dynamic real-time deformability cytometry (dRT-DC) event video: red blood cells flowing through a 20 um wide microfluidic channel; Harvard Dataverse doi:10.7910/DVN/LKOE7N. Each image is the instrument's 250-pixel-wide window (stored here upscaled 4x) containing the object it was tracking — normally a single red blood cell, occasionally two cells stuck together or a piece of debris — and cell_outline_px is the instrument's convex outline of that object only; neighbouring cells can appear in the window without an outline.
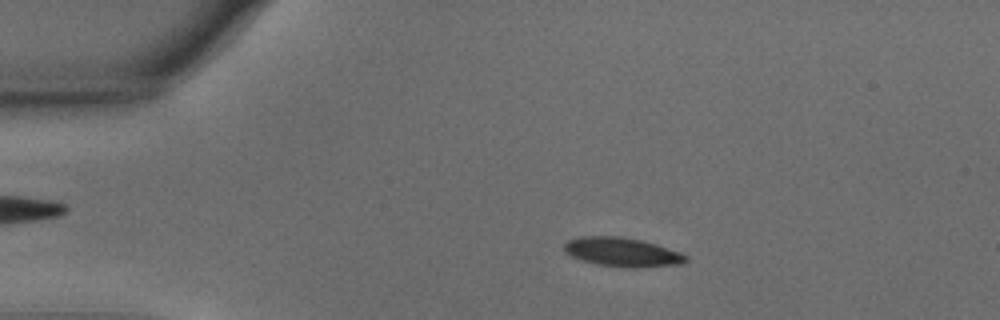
{"species": "common noctule bat (a hibernating species)", "species_latin": "Nyctalus noctula", "temperature_condition": "warm", "stored_images_in_passage": 54, "camera_frame_rate_fps": 3000, "um_per_image_px": 0.085, "animal": {"sex": "male", "body_mass_g": 15.6}, "frame": {"image": 1, "passage_image": 10, "time_ms": 3.0, "image_size_px": [1000, 320], "cell_outline_px": [[688, 260], [680, 264], [600, 264], [584, 260], [572, 256], [564, 252], [564, 244], [568, 240], [580, 236], [620, 236], [640, 240], [656, 244], [680, 252], [688, 256]], "centroid_in_image_um": [52.82, 21.34], "position_along_channel_um": 32.2, "area_um2": 19.19}}
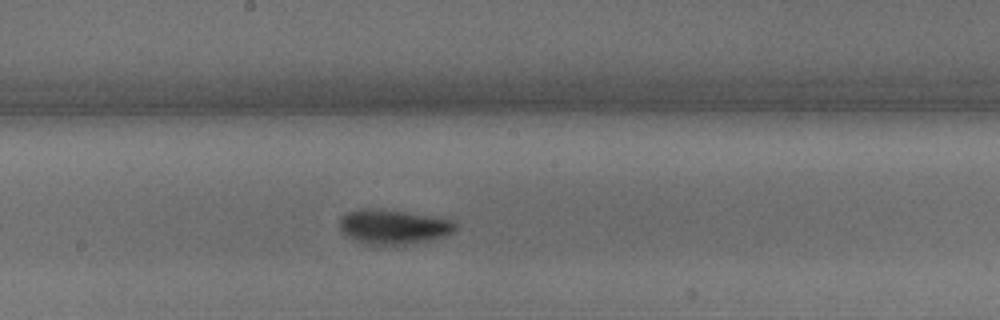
{"frame": {"image": 2, "passage_image": 29, "time_ms": 9.333, "image_size_px": [1000, 320], "cell_outline_px": [[456, 228], [452, 232], [444, 236], [396, 248], [372, 248], [348, 236], [340, 228], [340, 216], [356, 208], [380, 208], [452, 220], [456, 224]], "centroid_in_image_um": [33.37, 19.33], "position_along_channel_um": 214.8, "area_um2": 24.16}}
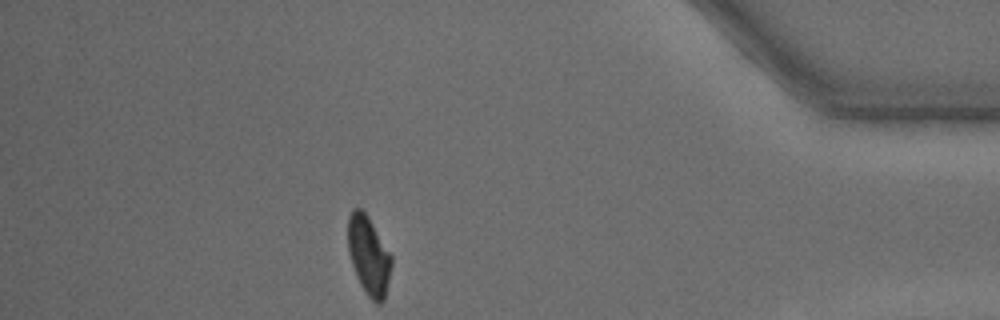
{"frame": {"image": 3, "passage_image": 48, "time_ms": 15.667, "image_size_px": [1000, 320], "cell_outline_px": [[392, 264], [384, 300], [380, 304], [376, 304], [368, 296], [360, 284], [356, 276], [348, 252], [348, 216], [352, 208], [360, 208], [368, 216], [392, 256]], "centroid_in_image_um": [31.33, 21.72], "position_along_channel_um": 403.9, "area_um2": 19.94}, "authors_computed_cell_mechanics": {"area_um2": 20.8947, "velocity_mm_per_s": 3.6553, "shape_relaxation_time_tau1_ms": 2.8144, "shape_relaxation_time_tau2_ms": 4.4805, "deformation_change_tau1": 0.1397, "deformation_change_tau2": 0.0789}}